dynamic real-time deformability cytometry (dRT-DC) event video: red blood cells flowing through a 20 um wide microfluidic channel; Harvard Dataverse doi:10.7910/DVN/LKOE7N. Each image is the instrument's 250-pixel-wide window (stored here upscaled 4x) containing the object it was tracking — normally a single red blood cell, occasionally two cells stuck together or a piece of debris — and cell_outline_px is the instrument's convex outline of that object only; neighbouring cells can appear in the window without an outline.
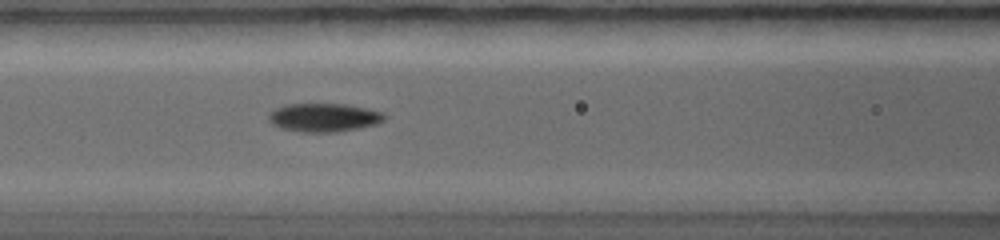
{"species": "common noctule bat (a hibernating species)", "species_latin": "Nyctalus noctula", "temperature_condition": "warm", "stored_images_in_passage": 32, "camera_frame_rate_fps": 5000, "um_per_image_px": 0.085, "animal": {"sex": "female", "body_mass_g": 19.0, "forearm_length_mm": 56.7}, "frame": {"image": 1, "passage_image": 13, "time_ms": 4.0, "image_size_px": [1000, 240], "cell_outline_px": [[388, 116], [384, 120], [376, 124], [336, 132], [300, 132], [280, 128], [272, 124], [268, 120], [268, 116], [276, 108], [284, 104], [344, 104], [368, 108], [384, 112]], "centroid_in_image_um": [27.54, 9.98], "position_along_channel_um": 139.1, "area_um2": 19.31}}
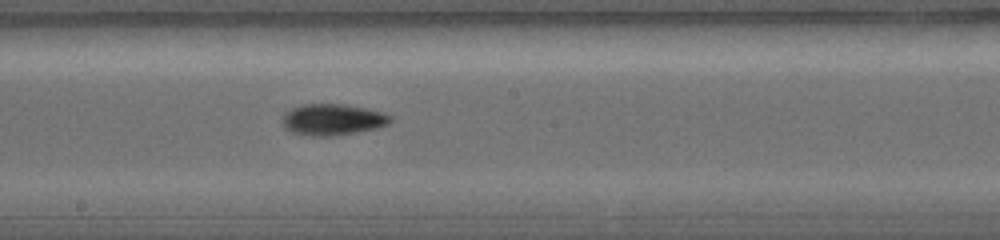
{"frame": {"image": 2, "passage_image": 18, "time_ms": 5.6, "image_size_px": [1000, 240], "cell_outline_px": [[392, 120], [388, 124], [376, 128], [356, 132], [332, 136], [308, 136], [292, 132], [284, 128], [280, 120], [292, 108], [304, 104], [340, 104], [364, 108], [384, 112], [392, 116]], "centroid_in_image_um": [28.26, 10.17], "position_along_channel_um": 219.9, "area_um2": 19.65}}
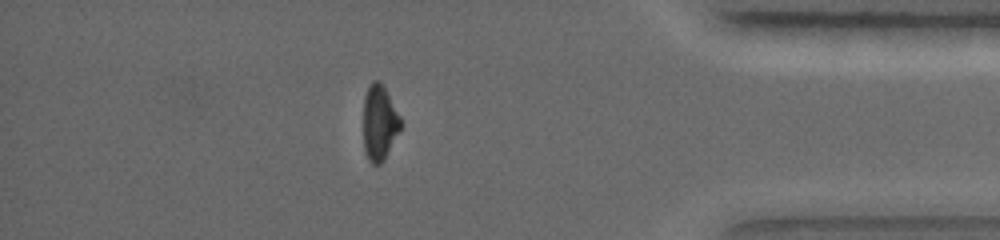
{"frame": {"image": 3, "passage_image": 31, "time_ms": 9.8, "image_size_px": [1000, 240], "cell_outline_px": [[404, 124], [384, 160], [380, 164], [372, 164], [368, 160], [364, 152], [364, 96], [372, 80], [380, 80], [400, 116]], "centroid_in_image_um": [32.27, 10.45], "position_along_channel_um": 402.9, "area_um2": 16.53}}